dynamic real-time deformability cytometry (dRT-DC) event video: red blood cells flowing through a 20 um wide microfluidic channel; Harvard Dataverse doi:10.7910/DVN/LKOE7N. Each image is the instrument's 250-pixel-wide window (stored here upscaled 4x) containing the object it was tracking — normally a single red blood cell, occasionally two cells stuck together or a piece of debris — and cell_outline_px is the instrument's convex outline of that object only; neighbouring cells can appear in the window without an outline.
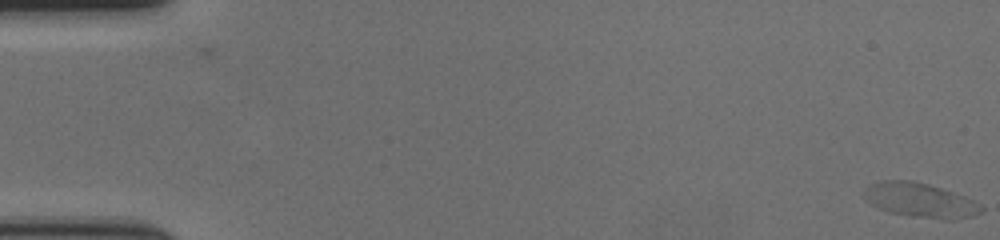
{"species": "human", "species_latin": "Homo sapiens", "temperature_condition": "cold", "stored_images_in_passage": 59, "camera_frame_rate_fps": 3000, "um_per_image_px": 0.085, "donor": {"sex": "female"}, "frame": {"image": 1, "passage_image": 1, "time_ms": 0.0, "image_size_px": [1000, 240], "cell_outline_px": [[984, 212], [972, 216], [952, 220], [948, 220], [912, 216], [888, 212], [876, 208], [864, 200], [864, 188], [868, 184], [880, 180], [912, 180], [928, 184], [964, 196], [980, 204], [984, 208]], "centroid_in_image_um": [78.17, 17.02], "position_along_channel_um": 6.8, "area_um2": 23.81}}
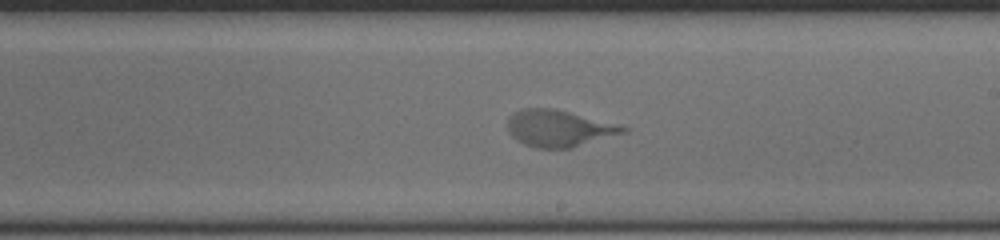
{"frame": {"image": 2, "passage_image": 35, "time_ms": 11.333, "image_size_px": [1000, 240], "cell_outline_px": [[628, 132], [572, 148], [536, 148], [524, 144], [516, 140], [508, 132], [508, 120], [512, 112], [520, 108], [556, 108], [620, 124], [628, 128]], "centroid_in_image_um": [47.53, 10.9], "position_along_channel_um": 241.5, "area_um2": 25.14}}
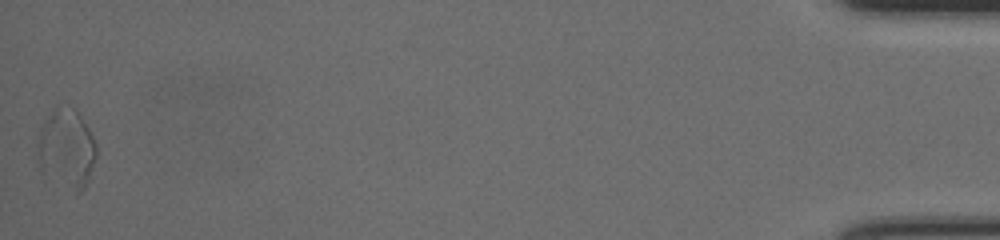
{"frame": {"image": 3, "passage_image": 59, "time_ms": 19.333, "image_size_px": [1000, 240], "cell_outline_px": [[96, 156], [92, 168], [84, 188], [80, 192], [76, 192], [40, 164], [40, 128], [44, 120], [56, 104], [72, 108], [80, 116], [88, 128], [96, 144]], "centroid_in_image_um": [5.72, 12.51], "position_along_channel_um": 429.5, "area_um2": 25.37}}